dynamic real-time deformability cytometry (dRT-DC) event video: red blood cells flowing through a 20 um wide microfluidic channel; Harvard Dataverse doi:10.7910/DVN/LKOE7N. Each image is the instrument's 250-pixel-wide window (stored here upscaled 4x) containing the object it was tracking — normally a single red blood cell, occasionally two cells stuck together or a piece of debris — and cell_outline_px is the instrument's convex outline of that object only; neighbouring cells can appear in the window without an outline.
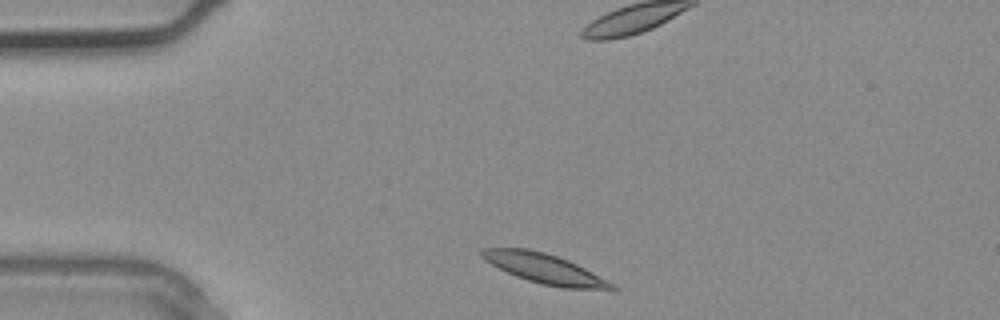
{"species": "common noctule bat (a hibernating species)", "species_latin": "Nyctalus noctula", "temperature_condition": "warm", "stored_images_in_passage": 3, "segment_of_instrument_passage": [2, 2], "camera_frame_rate_fps": 3000, "um_per_image_px": 0.085, "animal": {"sex": "male", "body_mass_g": 20.4}, "frame": {"image": 1, "passage_image": 3, "time_ms": 0.667, "image_size_px": [1000, 320], "cell_outline_px": [[616, 288], [564, 288], [540, 284], [516, 276], [484, 260], [480, 256], [480, 248], [528, 248], [544, 252], [568, 260], [616, 284]], "centroid_in_image_um": [46.23, 22.81], "position_along_channel_um": 38.8, "area_um2": 22.14}}